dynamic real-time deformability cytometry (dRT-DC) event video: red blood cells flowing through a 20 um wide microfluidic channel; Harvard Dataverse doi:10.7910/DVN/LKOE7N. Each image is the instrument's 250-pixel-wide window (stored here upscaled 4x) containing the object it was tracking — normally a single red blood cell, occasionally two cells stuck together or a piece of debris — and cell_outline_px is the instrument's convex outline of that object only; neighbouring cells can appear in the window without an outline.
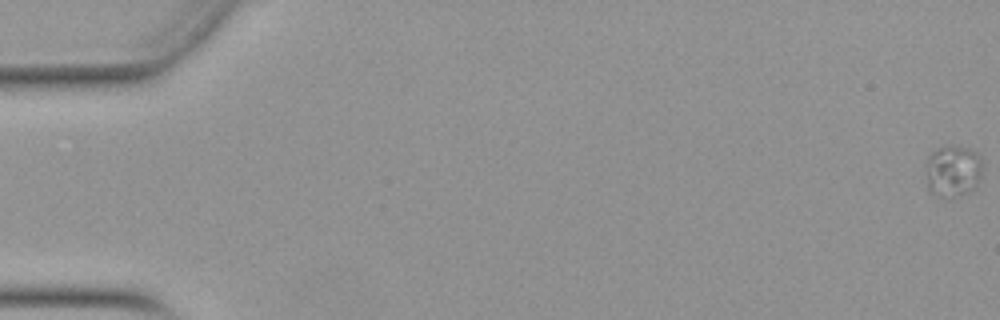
{"species": "Egyptian fruit bat (a non-hibernating species)", "species_latin": "Rousettus aegyptiacus", "temperature_condition": "warm", "stored_images_in_passage": 54, "camera_frame_rate_fps": 3000, "um_per_image_px": 0.085, "animal": {"sex": "female"}, "frame": {"image": 1, "passage_image": 1, "time_ms": 0.0, "image_size_px": [1000, 320], "cell_outline_px": [[984, 164], [976, 180], [964, 192], [940, 196], [936, 196], [928, 188], [928, 156], [936, 148], [948, 144], [952, 144], [968, 148], [976, 152], [980, 156]], "centroid_in_image_um": [80.98, 14.41], "position_along_channel_um": 4.0, "area_um2": 16.24}}
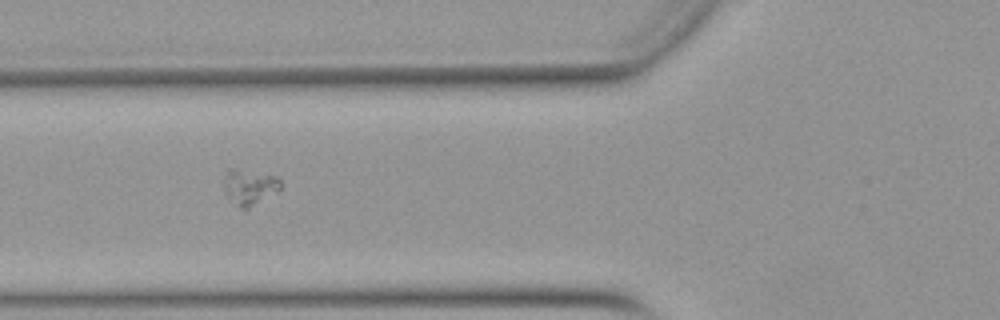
{"frame": {"image": 2, "passage_image": 22, "time_ms": 7.0, "image_size_px": [1000, 320], "cell_outline_px": [[280, 188], [276, 192], [248, 208], [240, 208], [228, 196], [228, 168], [232, 168], [276, 176], [280, 180]], "centroid_in_image_um": [21.29, 15.89], "position_along_channel_um": 104.5, "area_um2": 10.81}}
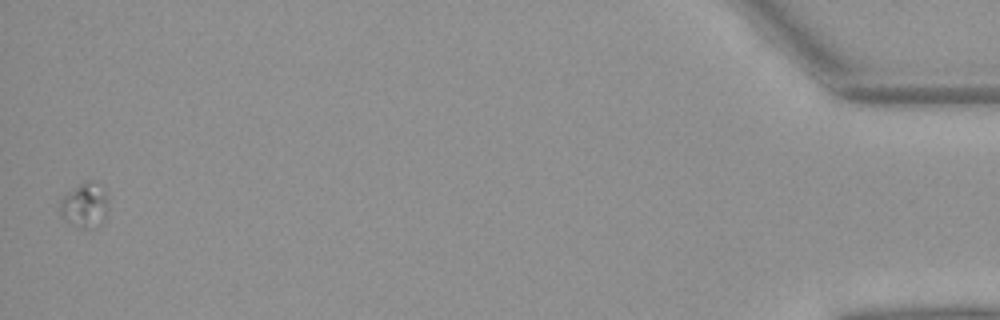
{"frame": {"image": 3, "passage_image": 54, "time_ms": 17.667, "image_size_px": [1000, 320], "cell_outline_px": [[104, 220], [92, 228], [84, 228], [60, 216], [60, 200], [64, 196], [80, 184], [88, 180], [104, 192]], "centroid_in_image_um": [7.12, 17.47], "position_along_channel_um": 428.1, "area_um2": 11.39}}